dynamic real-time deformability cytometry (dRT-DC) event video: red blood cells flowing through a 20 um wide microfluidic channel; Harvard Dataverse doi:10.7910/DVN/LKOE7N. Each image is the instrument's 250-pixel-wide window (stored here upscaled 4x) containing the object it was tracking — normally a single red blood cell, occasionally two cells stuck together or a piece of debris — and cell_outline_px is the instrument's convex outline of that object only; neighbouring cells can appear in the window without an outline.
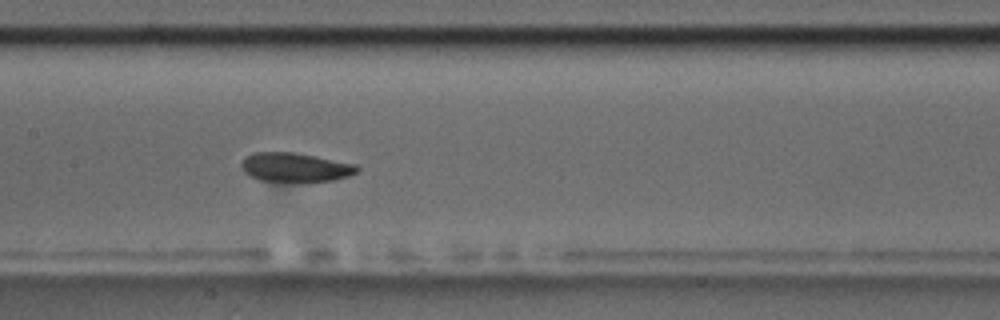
{"species": "common noctule bat (a hibernating species)", "species_latin": "Nyctalus noctula", "temperature_condition": "room temperature", "stored_images_in_passage": 42, "camera_frame_rate_fps": 3000, "um_per_image_px": 0.085, "animal": {"sex": "male", "body_mass_g": 17.5, "forearm_length_mm": 52.3}, "frame": {"image": 1, "passage_image": 13, "time_ms": 4.0, "image_size_px": [1000, 320], "cell_outline_px": [[360, 168], [356, 172], [348, 176], [332, 180], [260, 180], [244, 172], [240, 164], [248, 156], [256, 152], [296, 152], [356, 164]], "centroid_in_image_um": [25.11, 14.19], "position_along_channel_um": 182.3, "area_um2": 19.02}}
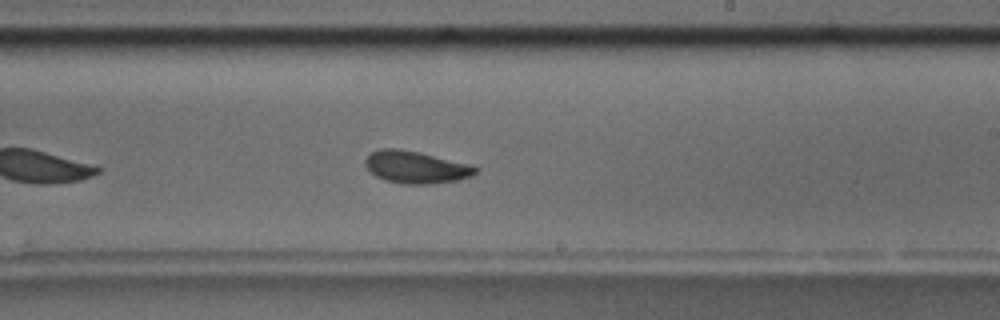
{"frame": {"image": 2, "passage_image": 19, "time_ms": 6.0, "image_size_px": [1000, 320], "cell_outline_px": [[480, 168], [472, 176], [460, 180], [428, 184], [400, 184], [384, 180], [376, 176], [364, 164], [364, 160], [372, 152], [380, 148], [400, 148], [420, 152], [472, 164]], "centroid_in_image_um": [35.39, 14.2], "position_along_channel_um": 253.6, "area_um2": 21.04}, "authors_computed_cell_mechanics": {"area_um2": 20.4034, "velocity_mm_per_s": 3.5757, "shape_relaxation_time_tau1_ms": 4.6233, "shape_relaxation_time_tau2_ms": 3.8963, "deformation_change_tau1": 0.1576, "deformation_change_tau2": 0.1052}}